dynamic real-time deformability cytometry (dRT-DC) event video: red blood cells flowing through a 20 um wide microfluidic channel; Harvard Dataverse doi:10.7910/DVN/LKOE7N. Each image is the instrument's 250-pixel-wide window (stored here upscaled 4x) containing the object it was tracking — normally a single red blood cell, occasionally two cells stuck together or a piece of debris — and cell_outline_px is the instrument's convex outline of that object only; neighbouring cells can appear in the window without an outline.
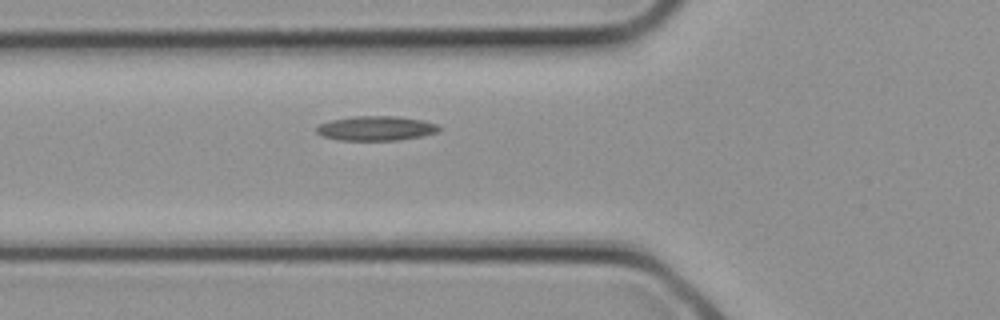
{"species": "common noctule bat (a hibernating species)", "species_latin": "Nyctalus noctula", "temperature_condition": "cold", "stored_images_in_passage": 2, "camera_frame_rate_fps": 3000, "um_per_image_px": 0.085, "animal": {"sex": "female", "body_mass_g": 21.9}, "frame": {"image": 1, "passage_image": 2, "time_ms": 0.333, "image_size_px": [1000, 320], "cell_outline_px": [[444, 128], [436, 132], [420, 136], [396, 140], [336, 140], [324, 136], [316, 132], [316, 128], [320, 124], [332, 120], [356, 116], [396, 116], [420, 120], [436, 124]], "centroid_in_image_um": [31.96, 10.91], "position_along_channel_um": 93.8, "area_um2": 17.28}}